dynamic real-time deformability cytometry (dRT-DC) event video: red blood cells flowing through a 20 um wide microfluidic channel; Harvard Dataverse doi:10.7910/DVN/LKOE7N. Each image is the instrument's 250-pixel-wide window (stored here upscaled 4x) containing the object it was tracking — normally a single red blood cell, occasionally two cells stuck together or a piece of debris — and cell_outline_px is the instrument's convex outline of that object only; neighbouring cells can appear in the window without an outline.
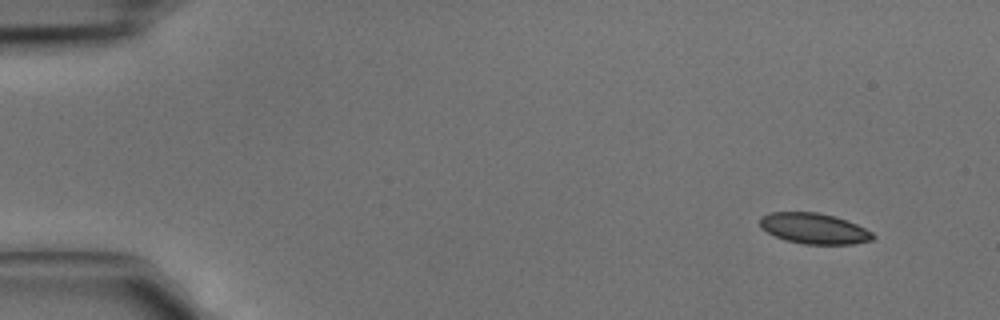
{"species": "common noctule bat (a hibernating species)", "species_latin": "Nyctalus noctula", "temperature_condition": "cold", "stored_images_in_passage": 5, "camera_frame_rate_fps": 3000, "um_per_image_px": 0.085, "animal": {"sex": "male", "body_mass_g": 15.6}, "frame": {"image": 1, "passage_image": 1, "time_ms": 0.0, "image_size_px": [1000, 320], "cell_outline_px": [[876, 236], [872, 240], [852, 244], [804, 244], [784, 240], [768, 232], [760, 224], [760, 216], [768, 212], [816, 212], [836, 216], [856, 224], [872, 232]], "centroid_in_image_um": [69.2, 19.42], "position_along_channel_um": 15.8, "area_um2": 20.17}}
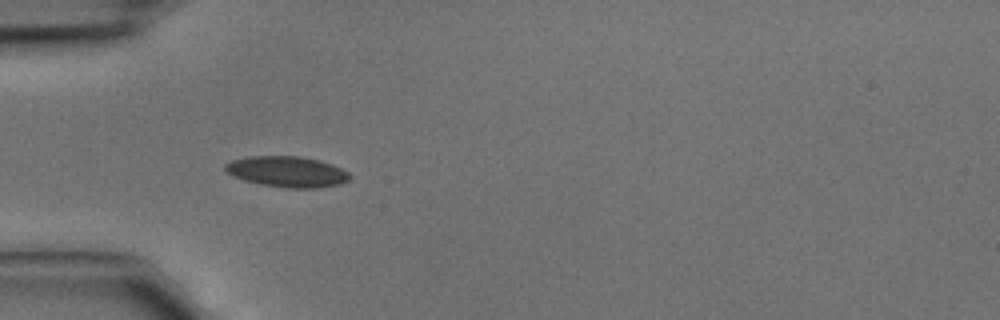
{"frame": {"image": 2, "passage_image": 4, "time_ms": 1.0, "image_size_px": [1000, 320], "cell_outline_px": [[352, 176], [348, 180], [340, 184], [320, 188], [284, 188], [260, 184], [244, 180], [232, 176], [224, 168], [224, 164], [232, 160], [248, 156], [300, 156], [320, 160], [332, 164], [348, 172]], "centroid_in_image_um": [24.41, 14.6], "position_along_channel_um": 60.6, "area_um2": 22.54}}